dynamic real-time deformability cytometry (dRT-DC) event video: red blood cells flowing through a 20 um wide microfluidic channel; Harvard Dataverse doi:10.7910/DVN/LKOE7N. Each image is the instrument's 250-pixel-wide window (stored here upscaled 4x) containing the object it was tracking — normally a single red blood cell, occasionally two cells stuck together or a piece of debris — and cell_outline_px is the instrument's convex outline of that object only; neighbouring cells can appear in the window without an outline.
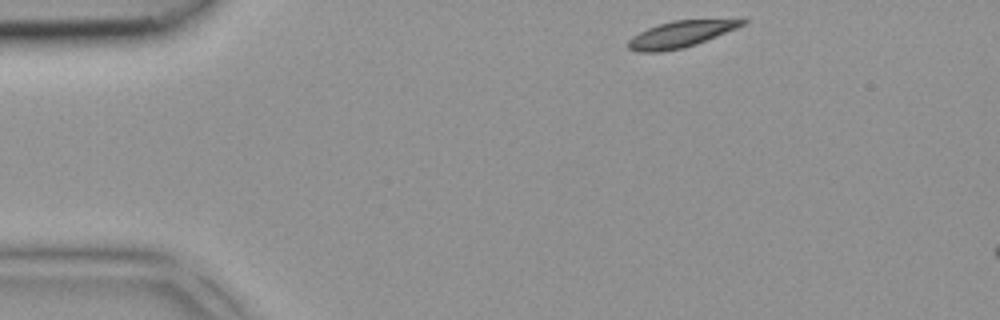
{"species": "common noctule bat (a hibernating species)", "species_latin": "Nyctalus noctula", "temperature_condition": "room temperature", "stored_images_in_passage": 7, "camera_frame_rate_fps": 3000, "um_per_image_px": 0.085, "animal": {"sex": "female", "body_mass_g": 18.4}, "frame": {"image": 1, "passage_image": 1, "time_ms": 0.0, "image_size_px": [1000, 320], "cell_outline_px": [[748, 20], [744, 24], [736, 28], [696, 44], [684, 48], [660, 52], [640, 52], [628, 48], [628, 40], [632, 36], [648, 28], [672, 20]], "centroid_in_image_um": [57.78, 2.93], "position_along_channel_um": 27.2, "area_um2": 17.11}}